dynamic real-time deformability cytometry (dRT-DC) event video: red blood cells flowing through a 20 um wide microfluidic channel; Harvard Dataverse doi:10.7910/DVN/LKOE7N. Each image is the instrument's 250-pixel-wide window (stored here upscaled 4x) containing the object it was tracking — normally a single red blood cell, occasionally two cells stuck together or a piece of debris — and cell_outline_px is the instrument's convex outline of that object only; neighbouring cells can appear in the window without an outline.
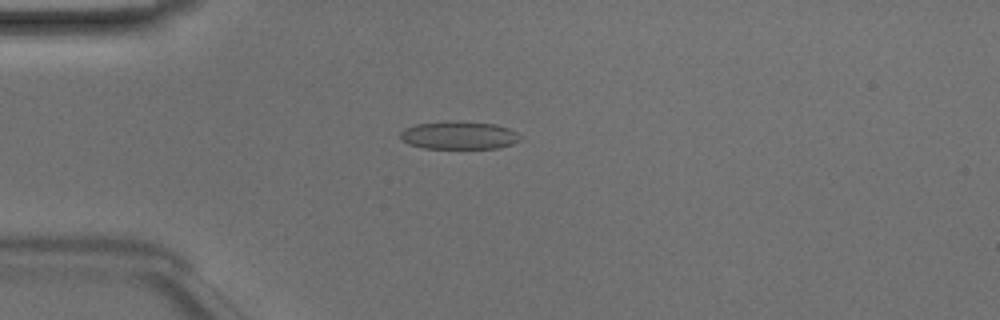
{"species": "Egyptian fruit bat (a non-hibernating species)", "species_latin": "Rousettus aegyptiacus", "temperature_condition": "room temperature", "stored_images_in_passage": 49, "camera_frame_rate_fps": 3000, "um_per_image_px": 0.085, "animal": {"sex": "male"}, "frame": {"image": 1, "passage_image": 13, "time_ms": 4.0, "image_size_px": [1000, 320], "cell_outline_px": [[520, 140], [512, 144], [500, 148], [424, 148], [408, 144], [400, 140], [400, 132], [404, 128], [416, 124], [456, 120], [460, 120], [496, 124], [508, 128], [516, 132]], "centroid_in_image_um": [38.98, 11.49], "position_along_channel_um": 46.0, "area_um2": 19.71}}
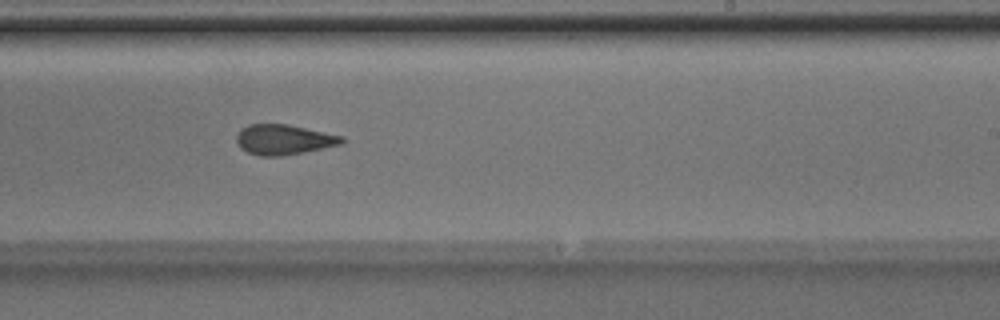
{"frame": {"image": 2, "passage_image": 30, "time_ms": 9.667, "image_size_px": [1000, 320], "cell_outline_px": [[344, 144], [304, 152], [280, 156], [260, 156], [248, 152], [240, 148], [236, 140], [236, 136], [240, 128], [248, 124], [288, 124], [344, 136]], "centroid_in_image_um": [24.12, 11.86], "position_along_channel_um": 264.9, "area_um2": 18.67}}
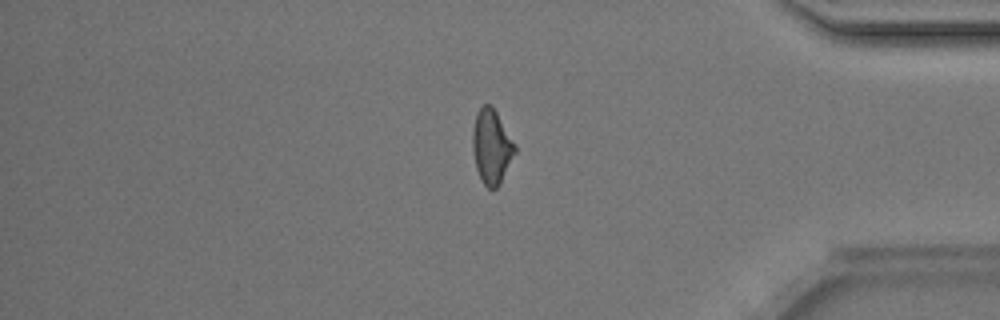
{"frame": {"image": 3, "passage_image": 41, "time_ms": 13.333, "image_size_px": [1000, 320], "cell_outline_px": [[516, 152], [496, 188], [488, 188], [480, 180], [476, 168], [472, 148], [472, 132], [476, 112], [484, 104], [492, 104], [516, 144]], "centroid_in_image_um": [41.77, 12.42], "position_along_channel_um": 393.4, "area_um2": 18.38}, "authors_computed_cell_mechanics": {"area_um2": 18.6694, "velocity_mm_per_s": 4.1735, "shape_relaxation_time_tau1_ms": 3.8514, "shape_relaxation_time_tau2_ms": 2.3099, "deformation_change_tau1": 0.1409, "deformation_change_tau2": 0.1217}}